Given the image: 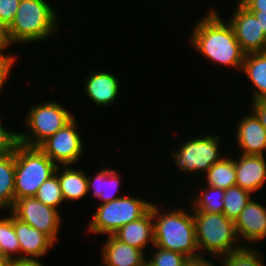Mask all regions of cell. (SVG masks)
Wrapping results in <instances>:
<instances>
[{
	"instance_id": "6da1fadb",
	"label": "cell",
	"mask_w": 266,
	"mask_h": 266,
	"mask_svg": "<svg viewBox=\"0 0 266 266\" xmlns=\"http://www.w3.org/2000/svg\"><path fill=\"white\" fill-rule=\"evenodd\" d=\"M196 23L189 39L192 47L217 64L242 70L246 54L232 25L223 21L213 8Z\"/></svg>"
},
{
	"instance_id": "7a4b0ae2",
	"label": "cell",
	"mask_w": 266,
	"mask_h": 266,
	"mask_svg": "<svg viewBox=\"0 0 266 266\" xmlns=\"http://www.w3.org/2000/svg\"><path fill=\"white\" fill-rule=\"evenodd\" d=\"M185 210L179 208L165 213L152 203L154 245L196 259L202 254L198 252L196 243L193 211L191 208L188 214Z\"/></svg>"
},
{
	"instance_id": "3957f363",
	"label": "cell",
	"mask_w": 266,
	"mask_h": 266,
	"mask_svg": "<svg viewBox=\"0 0 266 266\" xmlns=\"http://www.w3.org/2000/svg\"><path fill=\"white\" fill-rule=\"evenodd\" d=\"M56 12L46 0H21L13 22L6 29L9 45L52 37L60 28Z\"/></svg>"
},
{
	"instance_id": "277c9868",
	"label": "cell",
	"mask_w": 266,
	"mask_h": 266,
	"mask_svg": "<svg viewBox=\"0 0 266 266\" xmlns=\"http://www.w3.org/2000/svg\"><path fill=\"white\" fill-rule=\"evenodd\" d=\"M193 218L199 252H209L216 259L242 246H249L239 244L234 220L227 218L223 213L193 211Z\"/></svg>"
},
{
	"instance_id": "5b68a950",
	"label": "cell",
	"mask_w": 266,
	"mask_h": 266,
	"mask_svg": "<svg viewBox=\"0 0 266 266\" xmlns=\"http://www.w3.org/2000/svg\"><path fill=\"white\" fill-rule=\"evenodd\" d=\"M15 200L34 197L38 188L55 174L57 165L39 148L20 143L14 146Z\"/></svg>"
},
{
	"instance_id": "8992f818",
	"label": "cell",
	"mask_w": 266,
	"mask_h": 266,
	"mask_svg": "<svg viewBox=\"0 0 266 266\" xmlns=\"http://www.w3.org/2000/svg\"><path fill=\"white\" fill-rule=\"evenodd\" d=\"M29 109L24 122L29 132L17 133V142L29 147H38L75 117L54 100L42 102Z\"/></svg>"
},
{
	"instance_id": "52a82bcc",
	"label": "cell",
	"mask_w": 266,
	"mask_h": 266,
	"mask_svg": "<svg viewBox=\"0 0 266 266\" xmlns=\"http://www.w3.org/2000/svg\"><path fill=\"white\" fill-rule=\"evenodd\" d=\"M152 202L123 195L111 202L99 204L89 222L88 231L94 234L112 235L119 228L144 216Z\"/></svg>"
},
{
	"instance_id": "ba28073f",
	"label": "cell",
	"mask_w": 266,
	"mask_h": 266,
	"mask_svg": "<svg viewBox=\"0 0 266 266\" xmlns=\"http://www.w3.org/2000/svg\"><path fill=\"white\" fill-rule=\"evenodd\" d=\"M191 138L186 143L179 144L180 147L171 152L175 165L182 173L196 174L206 173L209 168L220 161L223 155H220V139L218 135L205 134L203 137Z\"/></svg>"
},
{
	"instance_id": "9c48e42d",
	"label": "cell",
	"mask_w": 266,
	"mask_h": 266,
	"mask_svg": "<svg viewBox=\"0 0 266 266\" xmlns=\"http://www.w3.org/2000/svg\"><path fill=\"white\" fill-rule=\"evenodd\" d=\"M77 121L74 117L38 146L57 166H73L85 152L81 134L77 131Z\"/></svg>"
},
{
	"instance_id": "30bf717a",
	"label": "cell",
	"mask_w": 266,
	"mask_h": 266,
	"mask_svg": "<svg viewBox=\"0 0 266 266\" xmlns=\"http://www.w3.org/2000/svg\"><path fill=\"white\" fill-rule=\"evenodd\" d=\"M11 213L19 220L50 236L55 242L62 225L59 210L46 206L35 197L15 200Z\"/></svg>"
},
{
	"instance_id": "8fae6325",
	"label": "cell",
	"mask_w": 266,
	"mask_h": 266,
	"mask_svg": "<svg viewBox=\"0 0 266 266\" xmlns=\"http://www.w3.org/2000/svg\"><path fill=\"white\" fill-rule=\"evenodd\" d=\"M228 20L245 54L266 51V35L259 20L239 1L231 18Z\"/></svg>"
},
{
	"instance_id": "7c38bea8",
	"label": "cell",
	"mask_w": 266,
	"mask_h": 266,
	"mask_svg": "<svg viewBox=\"0 0 266 266\" xmlns=\"http://www.w3.org/2000/svg\"><path fill=\"white\" fill-rule=\"evenodd\" d=\"M238 239L242 243H259L266 237V207L255 201L254 198L241 211L238 218L234 221ZM240 236V237H239ZM246 241V242H245Z\"/></svg>"
},
{
	"instance_id": "4fadbf2b",
	"label": "cell",
	"mask_w": 266,
	"mask_h": 266,
	"mask_svg": "<svg viewBox=\"0 0 266 266\" xmlns=\"http://www.w3.org/2000/svg\"><path fill=\"white\" fill-rule=\"evenodd\" d=\"M12 223L22 254L19 260H39L55 245L50 236L19 220L13 214Z\"/></svg>"
},
{
	"instance_id": "5bb4252c",
	"label": "cell",
	"mask_w": 266,
	"mask_h": 266,
	"mask_svg": "<svg viewBox=\"0 0 266 266\" xmlns=\"http://www.w3.org/2000/svg\"><path fill=\"white\" fill-rule=\"evenodd\" d=\"M236 171V185L242 189L255 193L262 189L266 182L265 155L239 154L234 158Z\"/></svg>"
},
{
	"instance_id": "9a60e30c",
	"label": "cell",
	"mask_w": 266,
	"mask_h": 266,
	"mask_svg": "<svg viewBox=\"0 0 266 266\" xmlns=\"http://www.w3.org/2000/svg\"><path fill=\"white\" fill-rule=\"evenodd\" d=\"M240 122V123H239ZM237 125L235 139L240 147V154L262 155L266 151V129L261 125L254 112L245 115Z\"/></svg>"
},
{
	"instance_id": "2e32d148",
	"label": "cell",
	"mask_w": 266,
	"mask_h": 266,
	"mask_svg": "<svg viewBox=\"0 0 266 266\" xmlns=\"http://www.w3.org/2000/svg\"><path fill=\"white\" fill-rule=\"evenodd\" d=\"M85 79V95L99 107L114 104L120 92L119 78L106 71H90Z\"/></svg>"
},
{
	"instance_id": "e0dca14e",
	"label": "cell",
	"mask_w": 266,
	"mask_h": 266,
	"mask_svg": "<svg viewBox=\"0 0 266 266\" xmlns=\"http://www.w3.org/2000/svg\"><path fill=\"white\" fill-rule=\"evenodd\" d=\"M102 245L101 260L104 266H142L148 258L142 250L119 241L113 235H107Z\"/></svg>"
},
{
	"instance_id": "ac0fdd59",
	"label": "cell",
	"mask_w": 266,
	"mask_h": 266,
	"mask_svg": "<svg viewBox=\"0 0 266 266\" xmlns=\"http://www.w3.org/2000/svg\"><path fill=\"white\" fill-rule=\"evenodd\" d=\"M112 235L119 241L138 248L145 253V249L150 242L154 246L152 205L144 216L136 221L127 223Z\"/></svg>"
},
{
	"instance_id": "d6986e66",
	"label": "cell",
	"mask_w": 266,
	"mask_h": 266,
	"mask_svg": "<svg viewBox=\"0 0 266 266\" xmlns=\"http://www.w3.org/2000/svg\"><path fill=\"white\" fill-rule=\"evenodd\" d=\"M63 167V169L61 168ZM70 165L57 166L55 174L58 176L64 201L84 199L88 194L87 173L81 169H72ZM62 169L63 171L61 172Z\"/></svg>"
},
{
	"instance_id": "ffe728a7",
	"label": "cell",
	"mask_w": 266,
	"mask_h": 266,
	"mask_svg": "<svg viewBox=\"0 0 266 266\" xmlns=\"http://www.w3.org/2000/svg\"><path fill=\"white\" fill-rule=\"evenodd\" d=\"M119 176L116 170L109 168L97 172L93 178L87 174L88 193L92 190L93 196L101 200L100 204L122 197L116 195L121 184Z\"/></svg>"
},
{
	"instance_id": "44dd1931",
	"label": "cell",
	"mask_w": 266,
	"mask_h": 266,
	"mask_svg": "<svg viewBox=\"0 0 266 266\" xmlns=\"http://www.w3.org/2000/svg\"><path fill=\"white\" fill-rule=\"evenodd\" d=\"M242 70L255 88L251 101L266 100V51L246 54Z\"/></svg>"
},
{
	"instance_id": "7402d4cb",
	"label": "cell",
	"mask_w": 266,
	"mask_h": 266,
	"mask_svg": "<svg viewBox=\"0 0 266 266\" xmlns=\"http://www.w3.org/2000/svg\"><path fill=\"white\" fill-rule=\"evenodd\" d=\"M15 154L0 157V209H10L15 202ZM9 207V208H8Z\"/></svg>"
},
{
	"instance_id": "603a6c76",
	"label": "cell",
	"mask_w": 266,
	"mask_h": 266,
	"mask_svg": "<svg viewBox=\"0 0 266 266\" xmlns=\"http://www.w3.org/2000/svg\"><path fill=\"white\" fill-rule=\"evenodd\" d=\"M220 161L213 164L204 176L208 186L218 187L227 190L236 185V171L234 156L224 154Z\"/></svg>"
},
{
	"instance_id": "cb8c5ba5",
	"label": "cell",
	"mask_w": 266,
	"mask_h": 266,
	"mask_svg": "<svg viewBox=\"0 0 266 266\" xmlns=\"http://www.w3.org/2000/svg\"><path fill=\"white\" fill-rule=\"evenodd\" d=\"M207 189L198 190L197 194L192 198V211H205L208 213H223V198L225 190L218 187L206 185Z\"/></svg>"
},
{
	"instance_id": "d4e9b609",
	"label": "cell",
	"mask_w": 266,
	"mask_h": 266,
	"mask_svg": "<svg viewBox=\"0 0 266 266\" xmlns=\"http://www.w3.org/2000/svg\"><path fill=\"white\" fill-rule=\"evenodd\" d=\"M20 252V244L14 230L11 213L9 217L0 219V254L10 261H18Z\"/></svg>"
},
{
	"instance_id": "484cf974",
	"label": "cell",
	"mask_w": 266,
	"mask_h": 266,
	"mask_svg": "<svg viewBox=\"0 0 266 266\" xmlns=\"http://www.w3.org/2000/svg\"><path fill=\"white\" fill-rule=\"evenodd\" d=\"M252 193L242 189L241 187L234 185L225 190V197L223 198V214L231 219L236 220L245 208V206L252 199Z\"/></svg>"
},
{
	"instance_id": "4316f807",
	"label": "cell",
	"mask_w": 266,
	"mask_h": 266,
	"mask_svg": "<svg viewBox=\"0 0 266 266\" xmlns=\"http://www.w3.org/2000/svg\"><path fill=\"white\" fill-rule=\"evenodd\" d=\"M251 246H242L240 249L219 257L222 266H265L264 257L258 253L256 248Z\"/></svg>"
},
{
	"instance_id": "83f0119b",
	"label": "cell",
	"mask_w": 266,
	"mask_h": 266,
	"mask_svg": "<svg viewBox=\"0 0 266 266\" xmlns=\"http://www.w3.org/2000/svg\"><path fill=\"white\" fill-rule=\"evenodd\" d=\"M36 199L44 203L46 206L59 210L60 205L64 202L58 176L52 175L48 180L38 188Z\"/></svg>"
},
{
	"instance_id": "f1b7e54d",
	"label": "cell",
	"mask_w": 266,
	"mask_h": 266,
	"mask_svg": "<svg viewBox=\"0 0 266 266\" xmlns=\"http://www.w3.org/2000/svg\"><path fill=\"white\" fill-rule=\"evenodd\" d=\"M152 247L155 251L149 259H146L150 266H183L189 259L184 254L178 252L162 249L155 245Z\"/></svg>"
},
{
	"instance_id": "f546056e",
	"label": "cell",
	"mask_w": 266,
	"mask_h": 266,
	"mask_svg": "<svg viewBox=\"0 0 266 266\" xmlns=\"http://www.w3.org/2000/svg\"><path fill=\"white\" fill-rule=\"evenodd\" d=\"M21 0H0V24L7 29L13 22Z\"/></svg>"
},
{
	"instance_id": "4dcf8cb0",
	"label": "cell",
	"mask_w": 266,
	"mask_h": 266,
	"mask_svg": "<svg viewBox=\"0 0 266 266\" xmlns=\"http://www.w3.org/2000/svg\"><path fill=\"white\" fill-rule=\"evenodd\" d=\"M0 118V157L10 153L17 143V133L3 126Z\"/></svg>"
},
{
	"instance_id": "1f68e13d",
	"label": "cell",
	"mask_w": 266,
	"mask_h": 266,
	"mask_svg": "<svg viewBox=\"0 0 266 266\" xmlns=\"http://www.w3.org/2000/svg\"><path fill=\"white\" fill-rule=\"evenodd\" d=\"M6 49L0 50V90L5 86L7 78L12 71L14 63H16V57L14 54H5Z\"/></svg>"
},
{
	"instance_id": "d6a6232c",
	"label": "cell",
	"mask_w": 266,
	"mask_h": 266,
	"mask_svg": "<svg viewBox=\"0 0 266 266\" xmlns=\"http://www.w3.org/2000/svg\"><path fill=\"white\" fill-rule=\"evenodd\" d=\"M252 103V111L259 118L261 125L266 129V100H254Z\"/></svg>"
},
{
	"instance_id": "836d02e7",
	"label": "cell",
	"mask_w": 266,
	"mask_h": 266,
	"mask_svg": "<svg viewBox=\"0 0 266 266\" xmlns=\"http://www.w3.org/2000/svg\"><path fill=\"white\" fill-rule=\"evenodd\" d=\"M249 11L266 12V0H238Z\"/></svg>"
},
{
	"instance_id": "e575fe53",
	"label": "cell",
	"mask_w": 266,
	"mask_h": 266,
	"mask_svg": "<svg viewBox=\"0 0 266 266\" xmlns=\"http://www.w3.org/2000/svg\"><path fill=\"white\" fill-rule=\"evenodd\" d=\"M213 261H209V259L204 257L196 258V259H188L183 266H215Z\"/></svg>"
},
{
	"instance_id": "d590c367",
	"label": "cell",
	"mask_w": 266,
	"mask_h": 266,
	"mask_svg": "<svg viewBox=\"0 0 266 266\" xmlns=\"http://www.w3.org/2000/svg\"><path fill=\"white\" fill-rule=\"evenodd\" d=\"M9 266H44L39 260L11 261Z\"/></svg>"
},
{
	"instance_id": "8d00e7d4",
	"label": "cell",
	"mask_w": 266,
	"mask_h": 266,
	"mask_svg": "<svg viewBox=\"0 0 266 266\" xmlns=\"http://www.w3.org/2000/svg\"><path fill=\"white\" fill-rule=\"evenodd\" d=\"M252 12L257 20H259L262 30L264 31V34L266 35V12L263 11H250Z\"/></svg>"
},
{
	"instance_id": "74e56055",
	"label": "cell",
	"mask_w": 266,
	"mask_h": 266,
	"mask_svg": "<svg viewBox=\"0 0 266 266\" xmlns=\"http://www.w3.org/2000/svg\"><path fill=\"white\" fill-rule=\"evenodd\" d=\"M10 47L7 37H6V29L0 24V50L8 49Z\"/></svg>"
},
{
	"instance_id": "f35d334b",
	"label": "cell",
	"mask_w": 266,
	"mask_h": 266,
	"mask_svg": "<svg viewBox=\"0 0 266 266\" xmlns=\"http://www.w3.org/2000/svg\"><path fill=\"white\" fill-rule=\"evenodd\" d=\"M11 261L0 254V266H9Z\"/></svg>"
},
{
	"instance_id": "ab89813d",
	"label": "cell",
	"mask_w": 266,
	"mask_h": 266,
	"mask_svg": "<svg viewBox=\"0 0 266 266\" xmlns=\"http://www.w3.org/2000/svg\"><path fill=\"white\" fill-rule=\"evenodd\" d=\"M142 266H150L147 262H145Z\"/></svg>"
}]
</instances>
